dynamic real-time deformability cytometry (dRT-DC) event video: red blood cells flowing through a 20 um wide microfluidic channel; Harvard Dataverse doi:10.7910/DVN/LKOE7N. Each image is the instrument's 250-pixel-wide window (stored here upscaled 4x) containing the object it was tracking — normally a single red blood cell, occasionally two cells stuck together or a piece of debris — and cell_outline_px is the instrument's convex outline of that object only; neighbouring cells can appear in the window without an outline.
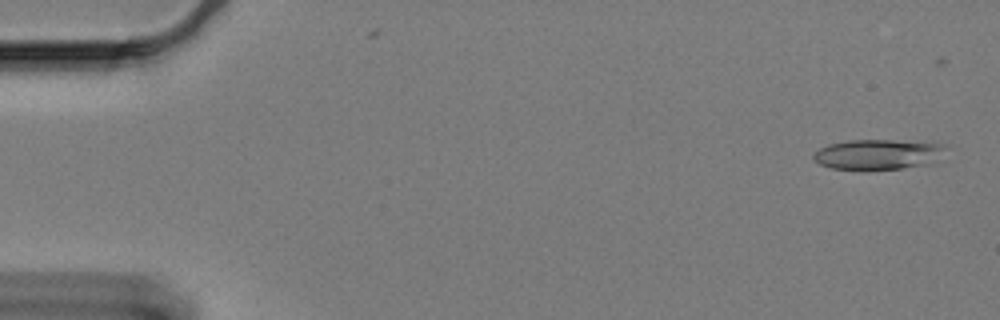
{"species": "Egyptian fruit bat (a non-hibernating species)", "species_latin": "Rousettus aegyptiacus", "temperature_condition": "cold", "stored_images_in_passage": 4, "camera_frame_rate_fps": 3000, "um_per_image_px": 0.085, "animal": {"sex": "female"}, "frame": {"image": 1, "passage_image": 1, "time_ms": 0.0, "image_size_px": [1000, 320], "cell_outline_px": [[948, 144], [928, 164], [900, 168], [832, 168], [820, 164], [812, 160], [812, 156], [820, 148], [828, 144], [848, 140], [892, 140]], "centroid_in_image_um": [74.54, 13.09], "position_along_channel_um": 10.5, "area_um2": 22.43}}